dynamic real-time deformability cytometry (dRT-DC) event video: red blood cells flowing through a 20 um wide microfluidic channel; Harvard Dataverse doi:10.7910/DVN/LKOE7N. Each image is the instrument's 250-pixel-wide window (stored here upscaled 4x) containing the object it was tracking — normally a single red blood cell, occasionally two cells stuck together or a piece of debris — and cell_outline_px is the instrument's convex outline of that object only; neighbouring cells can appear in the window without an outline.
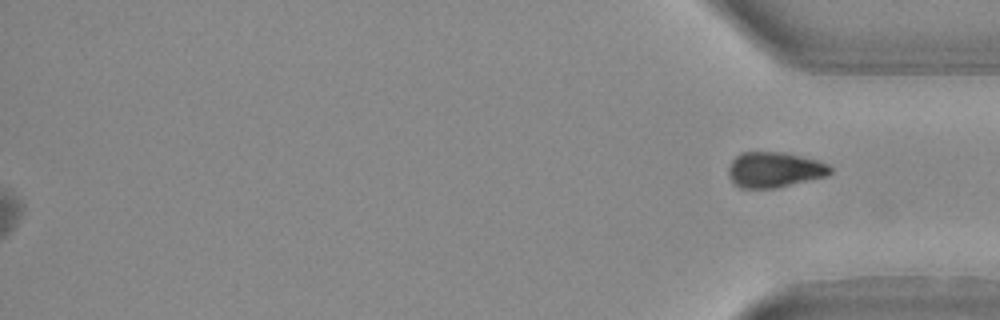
{"species": "Egyptian fruit bat (a non-hibernating species)", "species_latin": "Rousettus aegyptiacus", "temperature_condition": "warm", "stored_images_in_passage": 31, "segment_of_instrument_passage": [2, 2], "camera_frame_rate_fps": 3000, "um_per_image_px": 0.085, "animal": {"sex": "female"}, "frame": {"image": 1, "passage_image": 31, "time_ms": 10.0, "image_size_px": [1000, 320], "cell_outline_px": [[832, 172], [828, 176], [776, 188], [740, 188], [732, 180], [728, 172], [728, 168], [732, 160], [736, 156], [744, 152], [780, 152], [816, 160], [828, 164], [832, 168]], "centroid_in_image_um": [65.84, 14.44], "position_along_channel_um": 369.4, "area_um2": 20.87}}